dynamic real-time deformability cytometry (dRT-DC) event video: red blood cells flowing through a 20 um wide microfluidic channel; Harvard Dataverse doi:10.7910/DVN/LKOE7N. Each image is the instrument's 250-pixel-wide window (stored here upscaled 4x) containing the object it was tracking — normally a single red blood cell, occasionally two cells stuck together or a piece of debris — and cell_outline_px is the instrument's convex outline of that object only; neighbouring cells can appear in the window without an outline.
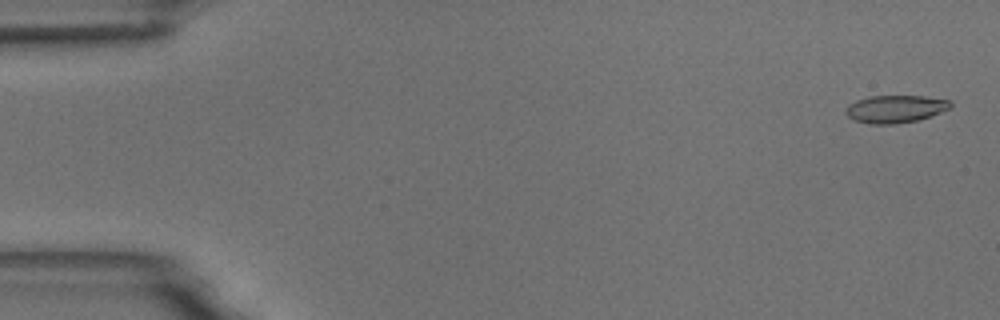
{"species": "common noctule bat (a hibernating species)", "species_latin": "Nyctalus noctula", "temperature_condition": "room temperature", "stored_images_in_passage": 11, "camera_frame_rate_fps": 3000, "um_per_image_px": 0.085, "animal": {"sex": "male", "body_mass_g": 18.8}, "frame": {"image": 1, "passage_image": 2, "time_ms": 0.333, "image_size_px": [1000, 320], "cell_outline_px": [[952, 104], [948, 108], [940, 112], [916, 120], [892, 124], [868, 124], [852, 120], [844, 112], [844, 108], [848, 104], [856, 100], [868, 96], [924, 96], [952, 100]], "centroid_in_image_um": [76.03, 9.25], "position_along_channel_um": 9.0, "area_um2": 16.88}}